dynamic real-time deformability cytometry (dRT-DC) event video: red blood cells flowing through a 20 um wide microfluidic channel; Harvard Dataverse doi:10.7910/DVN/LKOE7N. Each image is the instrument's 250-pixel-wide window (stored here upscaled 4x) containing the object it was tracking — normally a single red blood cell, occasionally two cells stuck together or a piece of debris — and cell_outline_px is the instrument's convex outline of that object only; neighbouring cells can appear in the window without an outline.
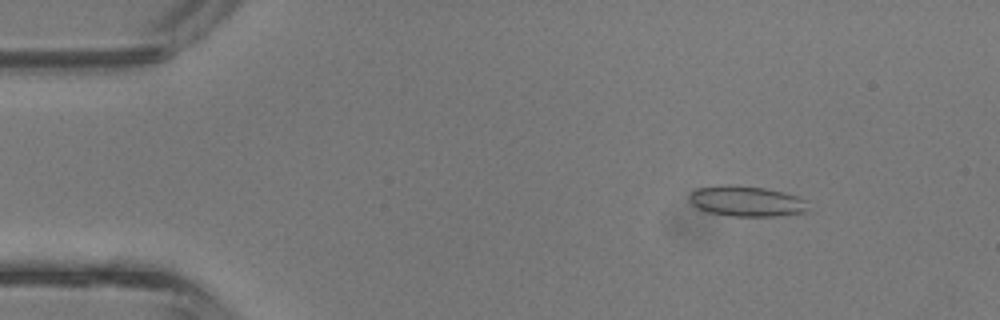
{"species": "common noctule bat (a hibernating species)", "species_latin": "Nyctalus noctula", "temperature_condition": "room temperature", "stored_images_in_passage": 42, "camera_frame_rate_fps": 3000, "um_per_image_px": 0.085, "animal": {"sex": "male", "body_mass_g": 13.3}, "frame": {"image": 1, "passage_image": 5, "time_ms": 1.333, "image_size_px": [1000, 320], "cell_outline_px": [[808, 212], [776, 216], [732, 216], [708, 212], [692, 204], [688, 196], [696, 188], [720, 184], [732, 184], [764, 188], [784, 192], [800, 196], [808, 200]], "centroid_in_image_um": [63.5, 17.09], "position_along_channel_um": 21.5, "area_um2": 21.44}}
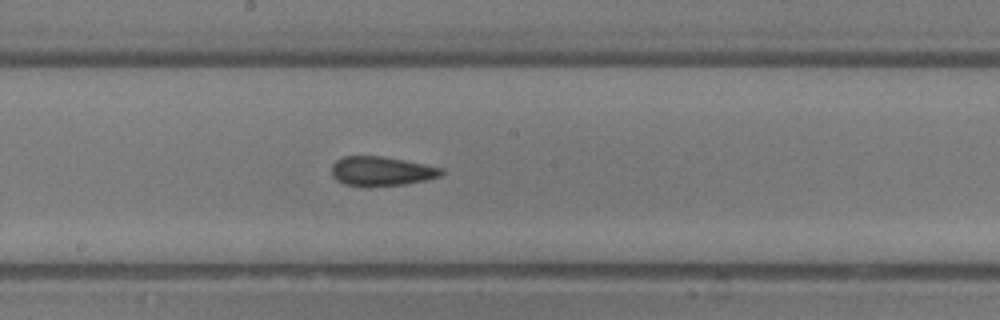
{"frame": {"image": 2, "passage_image": 22, "time_ms": 7.0, "image_size_px": [1000, 320], "cell_outline_px": [[444, 172], [440, 176], [424, 180], [404, 184], [368, 188], [344, 184], [336, 180], [332, 176], [332, 164], [336, 160], [344, 156], [384, 156], [444, 168]], "centroid_in_image_um": [32.39, 14.56], "position_along_channel_um": 215.8, "area_um2": 19.07}}
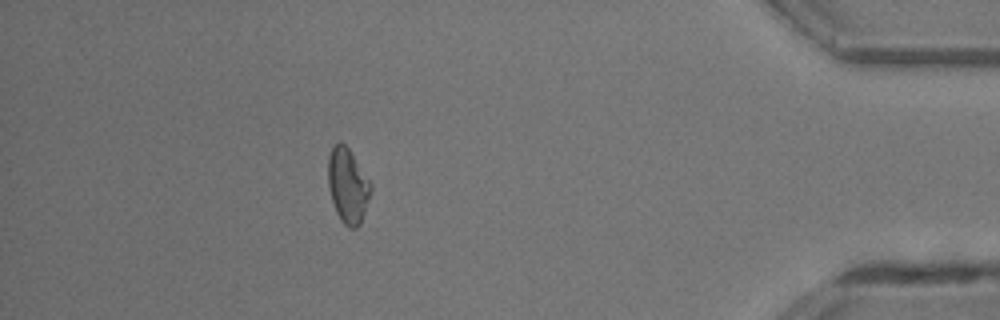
{"frame": {"image": 3, "passage_image": 37, "time_ms": 12.0, "image_size_px": [1000, 320], "cell_outline_px": [[372, 188], [360, 224], [356, 228], [348, 228], [340, 220], [336, 212], [332, 200], [328, 184], [328, 156], [332, 148], [340, 140], [348, 148], [372, 184]], "centroid_in_image_um": [29.55, 15.79], "position_along_channel_um": 405.6, "area_um2": 18.44}, "authors_computed_cell_mechanics": {"area_um2": 19.0451, "velocity_mm_per_s": 4.8435, "shape_relaxation_time_tau1_ms": null, "shape_relaxation_time_tau2_ms": 2.1188, "deformation_change_tau1": null, "deformation_change_tau2": 0.0796}}